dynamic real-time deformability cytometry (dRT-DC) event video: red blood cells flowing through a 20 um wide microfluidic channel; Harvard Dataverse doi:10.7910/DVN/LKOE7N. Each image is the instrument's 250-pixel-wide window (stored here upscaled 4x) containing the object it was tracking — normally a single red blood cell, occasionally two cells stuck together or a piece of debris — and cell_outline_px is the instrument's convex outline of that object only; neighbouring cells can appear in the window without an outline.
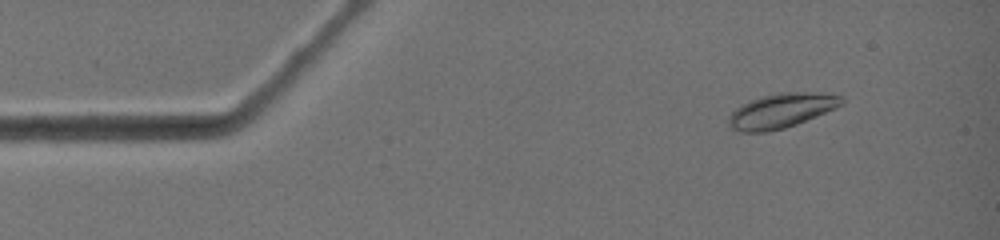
{"species": "common noctule bat (a hibernating species)", "species_latin": "Nyctalus noctula", "temperature_condition": "warm", "stored_images_in_passage": 7, "camera_frame_rate_fps": 3000, "um_per_image_px": 0.085, "animal": {"sex": "female", "body_mass_g": 19.0, "forearm_length_mm": 51.5}, "frame": {"image": 1, "passage_image": 2, "time_ms": 0.333, "image_size_px": [1000, 240], "cell_outline_px": [[844, 104], [836, 108], [796, 124], [784, 128], [768, 132], [740, 132], [728, 128], [728, 116], [736, 108], [760, 96], [780, 92], [808, 92], [844, 96]], "centroid_in_image_um": [66.39, 9.42], "position_along_channel_um": 18.6, "area_um2": 22.77}}